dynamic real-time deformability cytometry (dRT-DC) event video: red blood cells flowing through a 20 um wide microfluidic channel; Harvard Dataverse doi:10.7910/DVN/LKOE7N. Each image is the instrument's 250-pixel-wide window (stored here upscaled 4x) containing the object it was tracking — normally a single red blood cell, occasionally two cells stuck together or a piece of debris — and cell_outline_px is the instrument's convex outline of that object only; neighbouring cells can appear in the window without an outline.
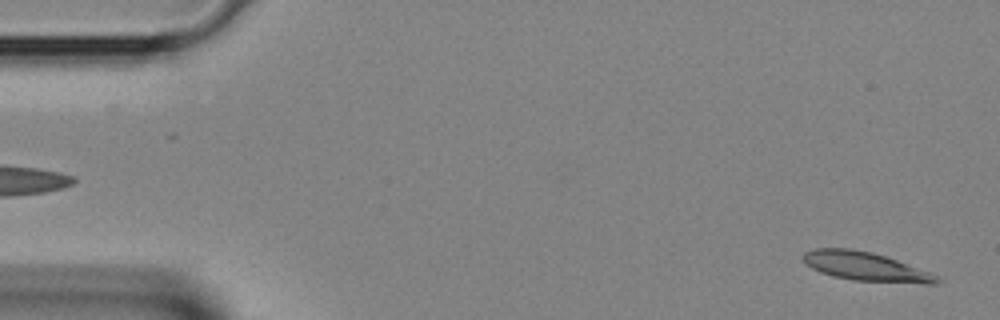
{"species": "Egyptian fruit bat (a non-hibernating species)", "species_latin": "Rousettus aegyptiacus", "temperature_condition": "room temperature", "stored_images_in_passage": 2, "segment_of_instrument_passage": [2, 2], "camera_frame_rate_fps": 3000, "um_per_image_px": 0.085, "animal": {"sex": "female"}, "frame": {"image": 1, "passage_image": 2, "time_ms": 0.333, "image_size_px": [1000, 320], "cell_outline_px": [[944, 280], [940, 284], [924, 284], [852, 280], [832, 276], [820, 272], [804, 264], [800, 256], [804, 252], [816, 248], [852, 248], [872, 252], [896, 260], [928, 272]], "centroid_in_image_um": [73.53, 22.66], "position_along_channel_um": 11.5, "area_um2": 22.66}}